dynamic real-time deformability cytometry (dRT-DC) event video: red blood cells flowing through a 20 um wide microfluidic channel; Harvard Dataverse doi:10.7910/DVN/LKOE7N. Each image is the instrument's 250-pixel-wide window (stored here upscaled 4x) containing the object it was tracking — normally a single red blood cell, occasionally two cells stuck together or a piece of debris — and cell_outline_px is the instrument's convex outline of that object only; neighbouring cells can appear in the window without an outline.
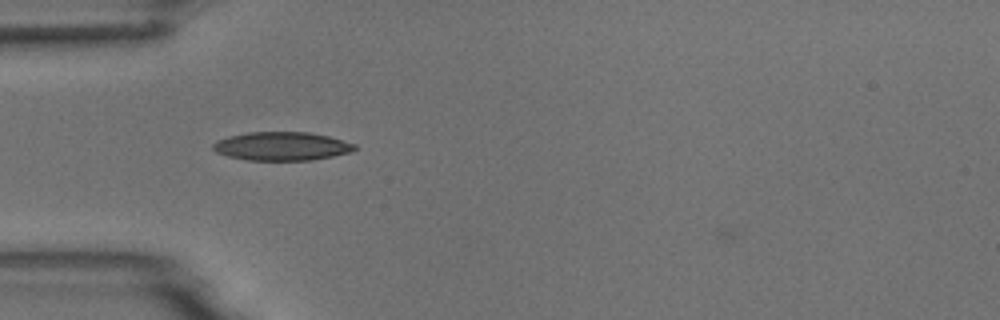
{"species": "common noctule bat (a hibernating species)", "species_latin": "Nyctalus noctula", "temperature_condition": "room temperature", "stored_images_in_passage": 2, "camera_frame_rate_fps": 3000, "um_per_image_px": 0.085, "animal": {"sex": "male", "body_mass_g": 18.8}, "frame": {"image": 1, "passage_image": 1, "time_ms": 0.0, "image_size_px": [1000, 320], "cell_outline_px": [[356, 148], [348, 152], [332, 156], [312, 160], [248, 160], [228, 156], [216, 152], [212, 148], [212, 144], [216, 140], [228, 136], [248, 132], [308, 132], [328, 136], [356, 144]], "centroid_in_image_um": [23.9, 12.42], "position_along_channel_um": 61.1, "area_um2": 23.47}}